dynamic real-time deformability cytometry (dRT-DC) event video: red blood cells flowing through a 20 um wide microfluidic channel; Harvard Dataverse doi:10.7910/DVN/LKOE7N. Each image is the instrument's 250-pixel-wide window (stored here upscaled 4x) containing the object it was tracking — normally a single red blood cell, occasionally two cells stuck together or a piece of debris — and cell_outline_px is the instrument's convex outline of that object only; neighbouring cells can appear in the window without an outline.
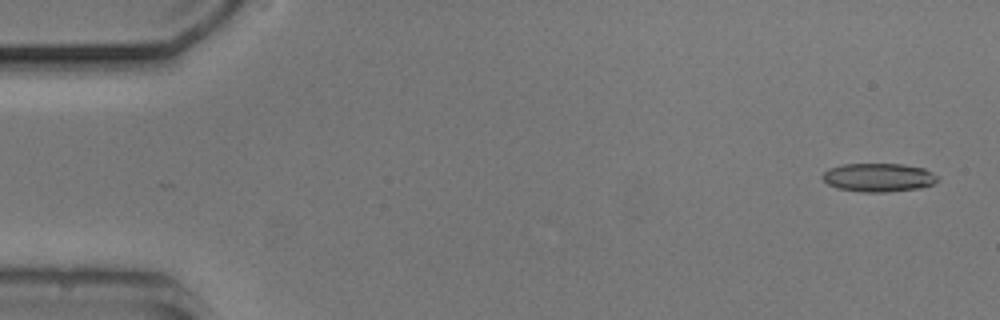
{"species": "common noctule bat (a hibernating species)", "species_latin": "Nyctalus noctula", "temperature_condition": "cold", "stored_images_in_passage": 53, "camera_frame_rate_fps": 3000, "um_per_image_px": 0.085, "animal": {"sex": "male", "body_mass_g": 20.5, "forearm_length_mm": 52.5}, "frame": {"image": 1, "passage_image": 2, "time_ms": 0.333, "image_size_px": [1000, 320], "cell_outline_px": [[940, 180], [932, 184], [920, 188], [888, 192], [864, 192], [836, 188], [828, 184], [820, 176], [828, 168], [840, 164], [900, 164], [924, 168], [932, 172]], "centroid_in_image_um": [74.65, 15.08], "position_along_channel_um": 10.4, "area_um2": 19.25}}
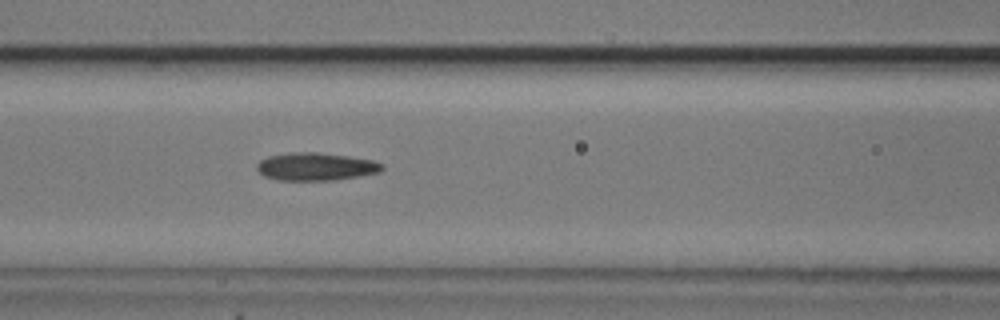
{"frame": {"image": 2, "passage_image": 22, "time_ms": 7.0, "image_size_px": [1000, 320], "cell_outline_px": [[384, 168], [380, 172], [360, 176], [332, 180], [276, 180], [264, 176], [256, 168], [256, 164], [260, 160], [268, 156], [288, 152], [316, 152], [348, 156], [372, 160], [384, 164]], "centroid_in_image_um": [26.83, 14.16], "position_along_channel_um": 139.8, "area_um2": 20.4}}
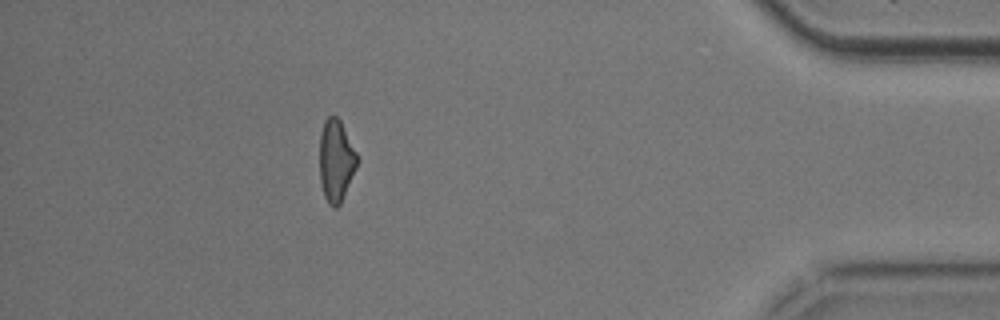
{"frame": {"image": 3, "passage_image": 47, "time_ms": 15.333, "image_size_px": [1000, 320], "cell_outline_px": [[360, 160], [340, 204], [336, 208], [332, 208], [328, 204], [324, 196], [320, 180], [320, 136], [324, 120], [328, 116], [336, 116], [340, 120]], "centroid_in_image_um": [28.57, 13.67], "position_along_channel_um": 406.6, "area_um2": 17.98}, "authors_computed_cell_mechanics": {"area_um2": 19.363, "velocity_mm_per_s": 3.8015, "shape_relaxation_time_tau1_ms": 4.6873, "shape_relaxation_time_tau2_ms": 2.924, "deformation_change_tau1": 0.1397, "deformation_change_tau2": 0.1231}}